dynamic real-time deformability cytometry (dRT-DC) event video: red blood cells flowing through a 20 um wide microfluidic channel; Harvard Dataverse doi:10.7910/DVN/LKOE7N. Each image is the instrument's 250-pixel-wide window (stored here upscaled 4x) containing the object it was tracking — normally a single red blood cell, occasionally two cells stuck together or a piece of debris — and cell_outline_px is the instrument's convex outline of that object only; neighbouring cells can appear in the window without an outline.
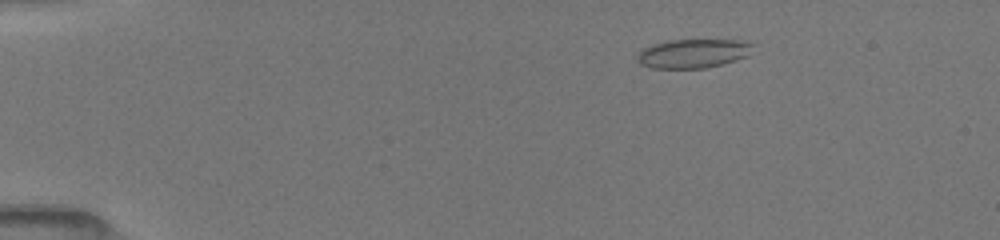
{"species": "common noctule bat (a hibernating species)", "species_latin": "Nyctalus noctula", "temperature_condition": "room temperature", "stored_images_in_passage": 8, "camera_frame_rate_fps": 3000, "um_per_image_px": 0.085, "animal": {"sex": "female", "body_mass_g": 19.5, "forearm_length_mm": 54.1}, "frame": {"image": 1, "passage_image": 1, "time_ms": 0.0, "image_size_px": [1000, 240], "cell_outline_px": [[756, 44], [748, 56], [736, 60], [704, 68], [652, 68], [640, 64], [636, 56], [644, 48], [652, 44], [668, 40], [736, 40]], "centroid_in_image_um": [58.92, 4.54], "position_along_channel_um": 26.1, "area_um2": 19.48}}